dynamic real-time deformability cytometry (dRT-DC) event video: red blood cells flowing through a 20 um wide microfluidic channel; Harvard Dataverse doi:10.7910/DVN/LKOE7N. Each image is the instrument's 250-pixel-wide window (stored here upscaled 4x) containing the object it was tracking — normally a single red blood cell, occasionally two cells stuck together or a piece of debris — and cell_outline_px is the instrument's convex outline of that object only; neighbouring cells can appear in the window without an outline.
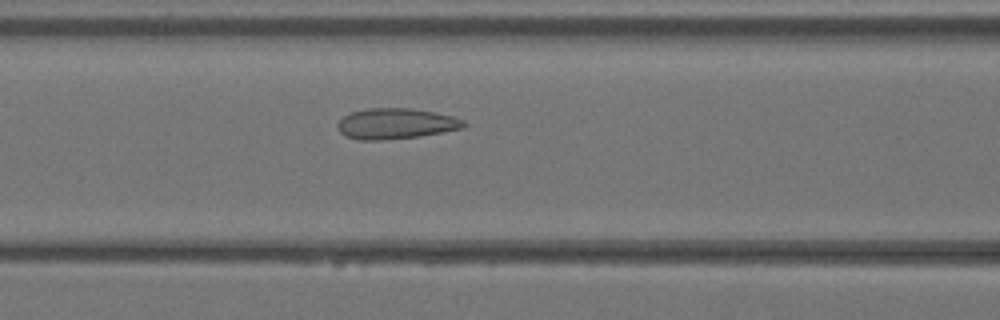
{"species": "Egyptian fruit bat (a non-hibernating species)", "species_latin": "Rousettus aegyptiacus", "temperature_condition": "warm", "stored_images_in_passage": 6, "camera_frame_rate_fps": 3000, "um_per_image_px": 0.085, "animal": {"sex": "female"}, "frame": {"image": 1, "passage_image": 6, "time_ms": 1.667, "image_size_px": [1000, 320], "cell_outline_px": [[468, 124], [464, 128], [420, 136], [384, 140], [360, 140], [344, 136], [336, 128], [336, 124], [344, 116], [352, 112], [368, 108], [412, 108], [436, 112], [452, 116], [464, 120]], "centroid_in_image_um": [33.65, 10.51], "position_along_channel_um": 133.0, "area_um2": 22.77}}